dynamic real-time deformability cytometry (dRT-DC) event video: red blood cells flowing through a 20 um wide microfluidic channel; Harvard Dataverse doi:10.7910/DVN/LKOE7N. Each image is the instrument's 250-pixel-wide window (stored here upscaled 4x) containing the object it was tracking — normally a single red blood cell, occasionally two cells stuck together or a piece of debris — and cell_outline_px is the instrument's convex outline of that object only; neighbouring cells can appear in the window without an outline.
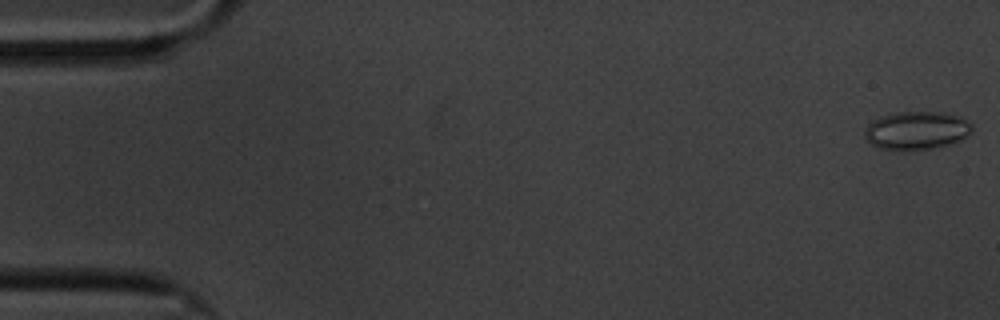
{"species": "common noctule bat (a hibernating species)", "species_latin": "Nyctalus noctula", "temperature_condition": "cold", "stored_images_in_passage": 59, "camera_frame_rate_fps": 3000, "um_per_image_px": 0.085, "animal": {"sex": "male", "body_mass_g": 20.1, "forearm_length_mm": 53.5}, "frame": {"image": 1, "passage_image": 1, "time_ms": 0.0, "image_size_px": [1000, 320], "cell_outline_px": [[972, 132], [968, 136], [960, 140], [948, 144], [932, 148], [880, 148], [872, 144], [864, 136], [864, 128], [872, 120], [880, 116], [896, 112], [940, 112], [960, 116], [972, 124]], "centroid_in_image_um": [77.92, 11.05], "position_along_channel_um": 7.1, "area_um2": 23.52}}
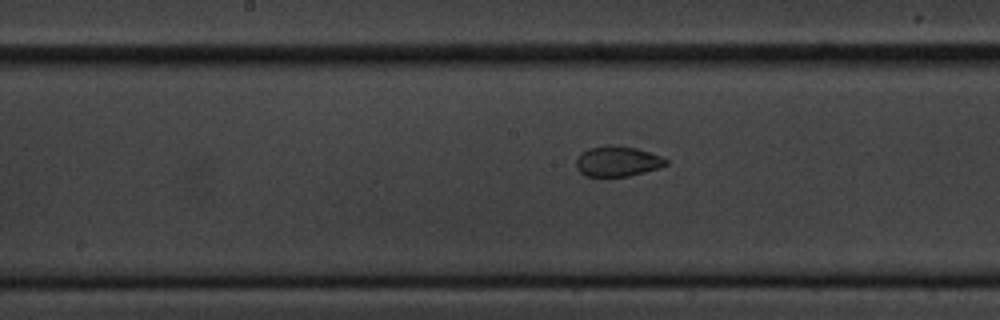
{"frame": {"image": 2, "passage_image": 30, "time_ms": 9.667, "image_size_px": [1000, 320], "cell_outline_px": [[668, 164], [660, 168], [628, 176], [584, 176], [576, 168], [576, 160], [588, 148], [608, 144], [612, 144], [636, 148], [660, 156], [668, 160]], "centroid_in_image_um": [52.49, 13.71], "position_along_channel_um": 195.7, "area_um2": 15.84}}
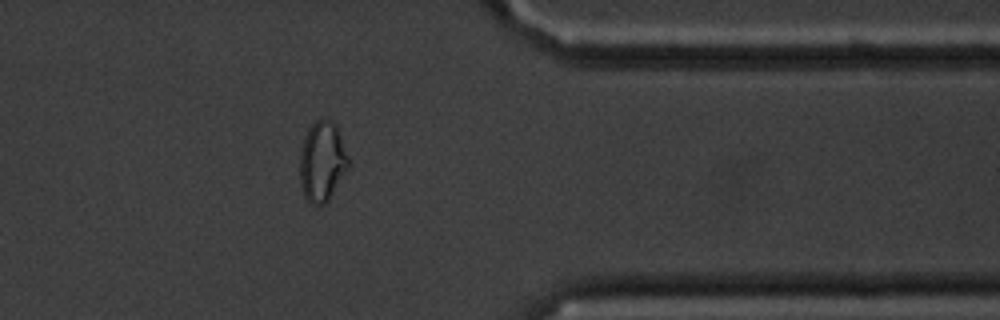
{"frame": {"image": 3, "passage_image": 48, "time_ms": 15.667, "image_size_px": [1000, 320], "cell_outline_px": [[348, 168], [328, 200], [324, 204], [308, 204], [304, 196], [300, 184], [300, 152], [304, 136], [308, 128], [320, 116], [332, 120], [336, 124], [348, 156]], "centroid_in_image_um": [27.36, 13.69], "position_along_channel_um": 384.0, "area_um2": 22.83}, "authors_computed_cell_mechanics": {"area_um2": 18.3226, "velocity_mm_per_s": 3.3573, "shape_relaxation_time_tau1_ms": null, "shape_relaxation_time_tau2_ms": 1.7869, "deformation_change_tau1": null, "deformation_change_tau2": 0.051}}